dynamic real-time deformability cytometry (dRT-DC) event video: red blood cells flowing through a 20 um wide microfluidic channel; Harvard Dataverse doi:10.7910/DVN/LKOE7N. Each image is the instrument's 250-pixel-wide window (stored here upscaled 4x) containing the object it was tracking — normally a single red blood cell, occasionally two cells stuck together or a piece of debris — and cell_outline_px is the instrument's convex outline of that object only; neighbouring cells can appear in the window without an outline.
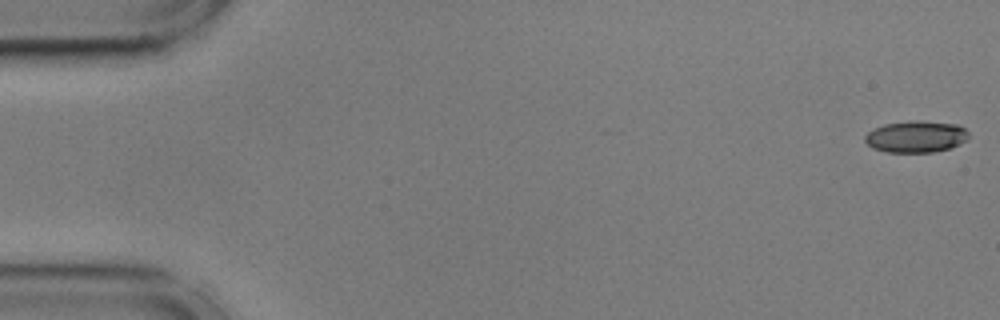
{"species": "common noctule bat (a hibernating species)", "species_latin": "Nyctalus noctula", "temperature_condition": "cold", "stored_images_in_passage": 55, "camera_frame_rate_fps": 3000, "um_per_image_px": 0.085, "animal": {"sex": "male", "body_mass_g": 17.9, "forearm_length_mm": 54.2}, "frame": {"image": 1, "passage_image": 1, "time_ms": 0.0, "image_size_px": [1000, 320], "cell_outline_px": [[968, 140], [952, 148], [932, 152], [888, 152], [872, 148], [864, 140], [864, 136], [868, 132], [884, 124], [912, 120], [916, 120], [956, 124], [964, 128], [968, 132]], "centroid_in_image_um": [77.88, 11.62], "position_along_channel_um": 7.1, "area_um2": 19.19}}
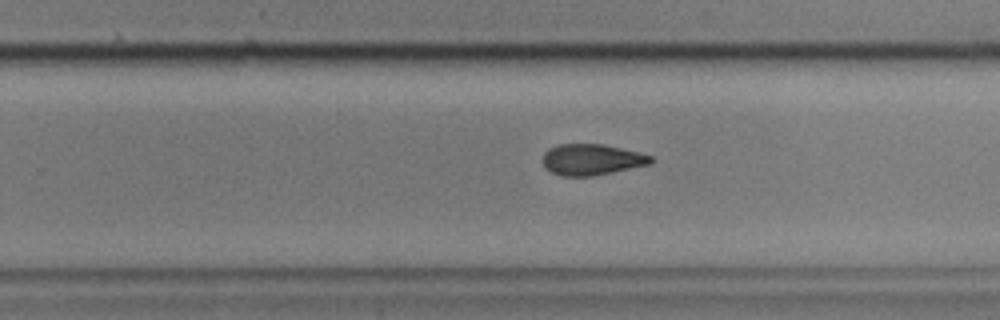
{"frame": {"image": 2, "passage_image": 35, "time_ms": 11.333, "image_size_px": [1000, 320], "cell_outline_px": [[656, 160], [652, 164], [592, 176], [560, 176], [544, 168], [544, 152], [548, 148], [556, 144], [604, 144], [640, 152], [652, 156]], "centroid_in_image_um": [50.32, 13.56], "position_along_channel_um": 279.5, "area_um2": 19.83}}
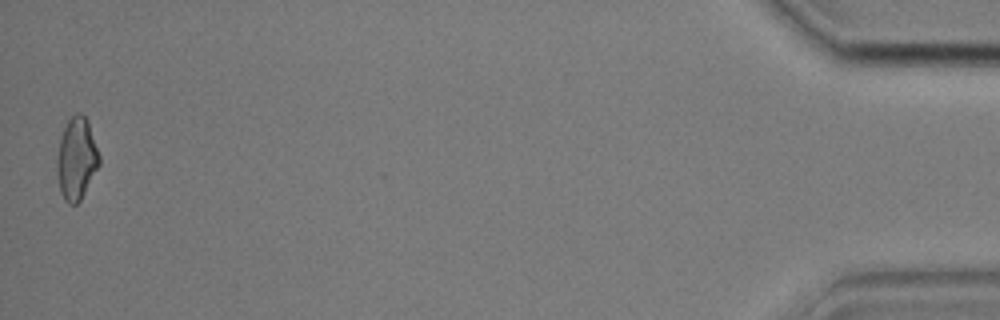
{"frame": {"image": 3, "passage_image": 55, "time_ms": 18.0, "image_size_px": [1000, 320], "cell_outline_px": [[100, 164], [80, 200], [76, 204], [68, 204], [64, 200], [60, 192], [56, 176], [56, 160], [60, 140], [64, 128], [68, 120], [76, 112], [80, 112], [88, 120], [100, 156]], "centroid_in_image_um": [6.49, 13.5], "position_along_channel_um": 428.7, "area_um2": 20.35}, "authors_computed_cell_mechanics": {"area_um2": 20.1722, "velocity_mm_per_s": 3.6096, "shape_relaxation_time_tau1_ms": 10.6292, "shape_relaxation_time_tau2_ms": 5.4625, "deformation_change_tau1": 0.2088, "deformation_change_tau2": 0.1259}}